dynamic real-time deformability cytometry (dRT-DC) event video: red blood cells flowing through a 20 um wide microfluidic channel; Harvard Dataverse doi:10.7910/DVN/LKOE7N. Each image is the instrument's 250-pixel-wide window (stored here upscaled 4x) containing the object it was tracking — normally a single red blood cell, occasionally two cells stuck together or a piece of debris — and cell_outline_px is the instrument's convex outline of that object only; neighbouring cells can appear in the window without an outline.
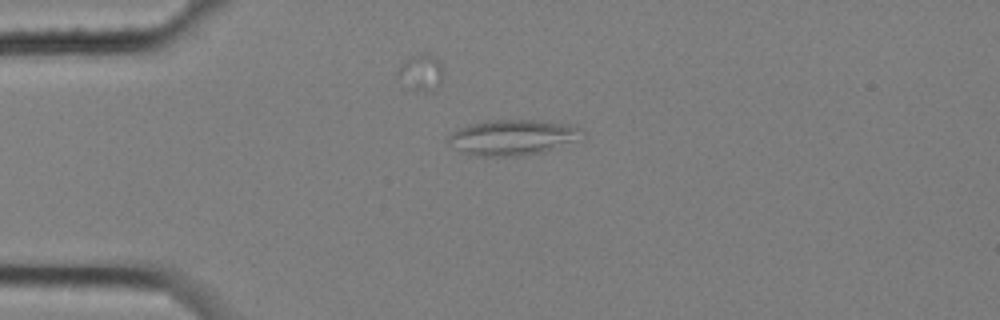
{"species": "common noctule bat (a hibernating species)", "species_latin": "Nyctalus noctula", "temperature_condition": "cold", "stored_images_in_passage": 3, "camera_frame_rate_fps": 3000, "um_per_image_px": 0.085, "animal": {"sex": "female", "body_mass_g": 25.1}, "frame": {"image": 1, "passage_image": 1, "time_ms": 0.0, "image_size_px": [1000, 320], "cell_outline_px": [[584, 132], [580, 140], [544, 152], [520, 156], [484, 156], [468, 152], [448, 144], [448, 136], [452, 132], [460, 128], [472, 124], [488, 120], [544, 120], [568, 124], [580, 128]], "centroid_in_image_um": [43.66, 11.66], "position_along_channel_um": 41.3, "area_um2": 27.57}}